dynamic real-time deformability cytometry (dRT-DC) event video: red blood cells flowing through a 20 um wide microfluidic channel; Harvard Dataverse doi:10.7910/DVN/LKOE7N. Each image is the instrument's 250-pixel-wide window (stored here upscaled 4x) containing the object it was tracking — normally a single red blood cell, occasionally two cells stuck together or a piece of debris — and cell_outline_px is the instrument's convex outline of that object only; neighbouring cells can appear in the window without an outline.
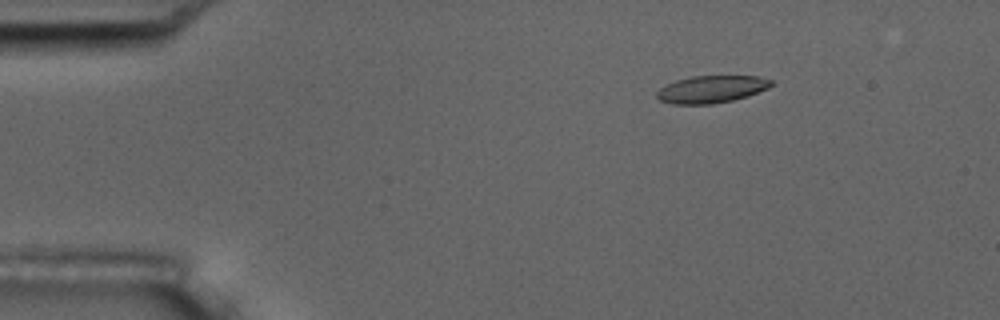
{"species": "common noctule bat (a hibernating species)", "species_latin": "Nyctalus noctula", "temperature_condition": "room temperature", "stored_images_in_passage": 6, "camera_frame_rate_fps": 3000, "um_per_image_px": 0.085, "animal": {"sex": "male", "body_mass_g": 17.5, "forearm_length_mm": 52.3}, "frame": {"image": 1, "passage_image": 3, "time_ms": 2.333, "image_size_px": [1000, 320], "cell_outline_px": [[772, 84], [768, 88], [748, 96], [732, 100], [712, 104], [672, 104], [660, 100], [656, 96], [656, 92], [660, 88], [676, 80], [692, 76], [760, 76], [772, 80]], "centroid_in_image_um": [60.47, 7.58], "position_along_channel_um": 24.5, "area_um2": 18.15}}
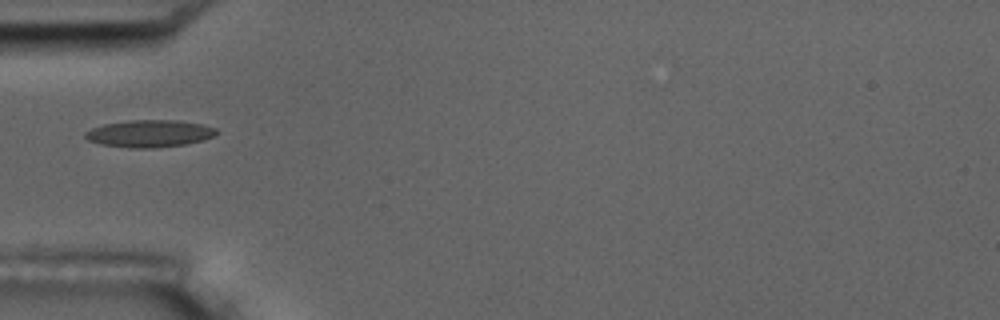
{"frame": {"image": 2, "passage_image": 6, "time_ms": 5.667, "image_size_px": [1000, 320], "cell_outline_px": [[220, 132], [204, 140], [184, 144], [152, 148], [132, 148], [100, 144], [88, 140], [84, 136], [84, 132], [92, 128], [104, 124], [132, 120], [180, 120], [200, 124], [216, 128]], "centroid_in_image_um": [12.71, 11.35], "position_along_channel_um": 72.3, "area_um2": 20.75}}